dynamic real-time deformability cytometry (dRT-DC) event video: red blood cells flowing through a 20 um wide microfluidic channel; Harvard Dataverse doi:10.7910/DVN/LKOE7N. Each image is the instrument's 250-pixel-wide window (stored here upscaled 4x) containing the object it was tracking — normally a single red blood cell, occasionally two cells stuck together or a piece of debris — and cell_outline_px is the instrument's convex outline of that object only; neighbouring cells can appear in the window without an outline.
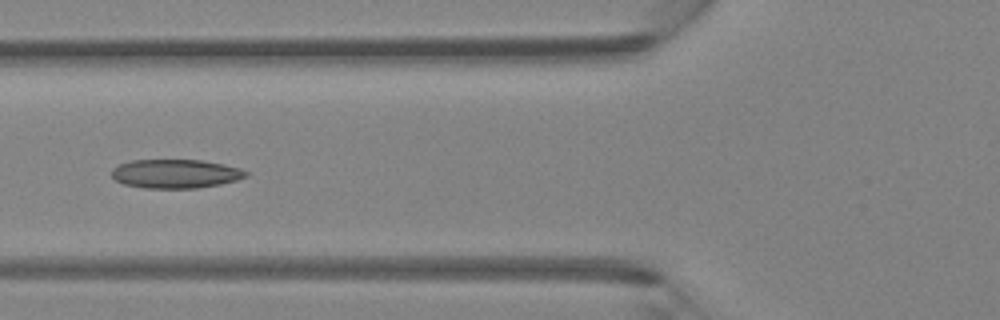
{"species": "Egyptian fruit bat (a non-hibernating species)", "species_latin": "Rousettus aegyptiacus", "temperature_condition": "room temperature", "stored_images_in_passage": 6, "camera_frame_rate_fps": 3000, "um_per_image_px": 0.085, "animal": {"sex": "female"}, "frame": {"image": 1, "passage_image": 5, "time_ms": 1.333, "image_size_px": [1000, 320], "cell_outline_px": [[248, 176], [236, 180], [220, 184], [196, 188], [144, 188], [124, 184], [116, 180], [112, 176], [112, 168], [120, 164], [132, 160], [200, 160], [224, 164], [240, 168], [248, 172]], "centroid_in_image_um": [14.93, 14.77], "position_along_channel_um": 110.9, "area_um2": 22.54}}
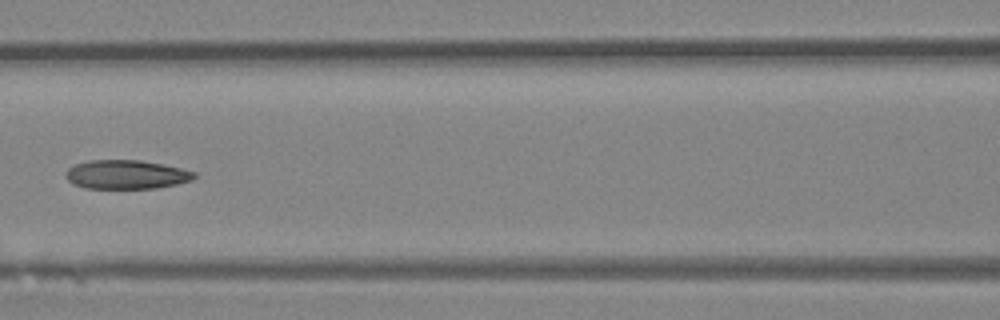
{"frame": {"image": 2, "passage_image": 6, "time_ms": 1.667, "image_size_px": [1000, 320], "cell_outline_px": [[196, 176], [192, 180], [176, 184], [156, 188], [84, 188], [72, 184], [64, 176], [64, 172], [68, 168], [76, 164], [88, 160], [140, 160], [180, 168], [196, 172]], "centroid_in_image_um": [10.69, 14.84], "position_along_channel_um": 155.9, "area_um2": 21.68}}